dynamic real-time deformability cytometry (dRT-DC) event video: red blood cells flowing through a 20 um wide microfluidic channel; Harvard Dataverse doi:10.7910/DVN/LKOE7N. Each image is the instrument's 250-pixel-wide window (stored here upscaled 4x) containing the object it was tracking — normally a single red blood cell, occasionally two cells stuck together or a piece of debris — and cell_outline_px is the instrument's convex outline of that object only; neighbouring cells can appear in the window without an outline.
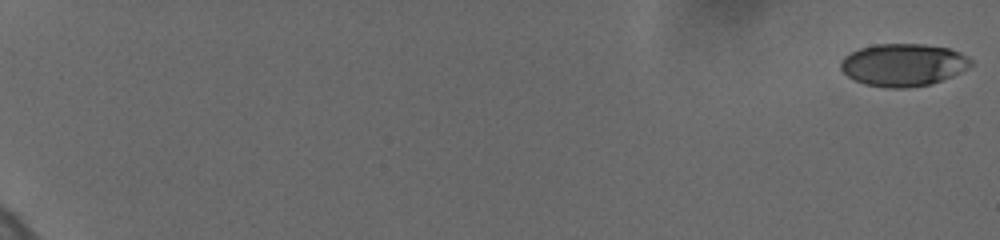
{"species": "human", "species_latin": "Homo sapiens", "temperature_condition": "cold", "stored_images_in_passage": 21, "camera_frame_rate_fps": 3000, "um_per_image_px": 0.085, "donor": {"sex": "female"}, "frame": {"image": 1, "passage_image": 1, "time_ms": 0.0, "image_size_px": [1000, 240], "cell_outline_px": [[972, 64], [952, 76], [932, 84], [904, 88], [888, 88], [864, 84], [848, 76], [840, 68], [840, 64], [844, 56], [860, 48], [876, 44], [924, 44], [948, 48], [960, 52], [972, 60]], "centroid_in_image_um": [76.77, 5.51], "position_along_channel_um": 8.2, "area_um2": 32.08}}